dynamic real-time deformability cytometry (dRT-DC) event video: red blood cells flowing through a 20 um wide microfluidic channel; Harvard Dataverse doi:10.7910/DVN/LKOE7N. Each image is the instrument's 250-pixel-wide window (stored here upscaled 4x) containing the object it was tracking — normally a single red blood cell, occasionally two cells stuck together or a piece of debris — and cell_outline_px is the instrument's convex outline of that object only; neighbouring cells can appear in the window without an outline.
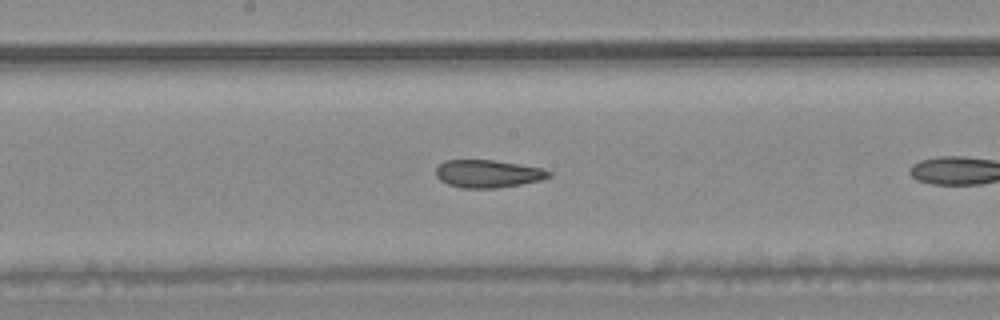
{"species": "common noctule bat (a hibernating species)", "species_latin": "Nyctalus noctula", "temperature_condition": "warm", "stored_images_in_passage": 9, "camera_frame_rate_fps": 3000, "um_per_image_px": 0.085, "animal": {"sex": "male", "body_mass_g": 20.4}, "frame": {"image": 1, "passage_image": 8, "time_ms": 2.333, "image_size_px": [1000, 320], "cell_outline_px": [[552, 176], [544, 180], [500, 188], [460, 188], [448, 184], [440, 180], [436, 176], [436, 168], [444, 160], [496, 160], [544, 168], [552, 172]], "centroid_in_image_um": [41.53, 14.77], "position_along_channel_um": 206.7, "area_um2": 18.61}}